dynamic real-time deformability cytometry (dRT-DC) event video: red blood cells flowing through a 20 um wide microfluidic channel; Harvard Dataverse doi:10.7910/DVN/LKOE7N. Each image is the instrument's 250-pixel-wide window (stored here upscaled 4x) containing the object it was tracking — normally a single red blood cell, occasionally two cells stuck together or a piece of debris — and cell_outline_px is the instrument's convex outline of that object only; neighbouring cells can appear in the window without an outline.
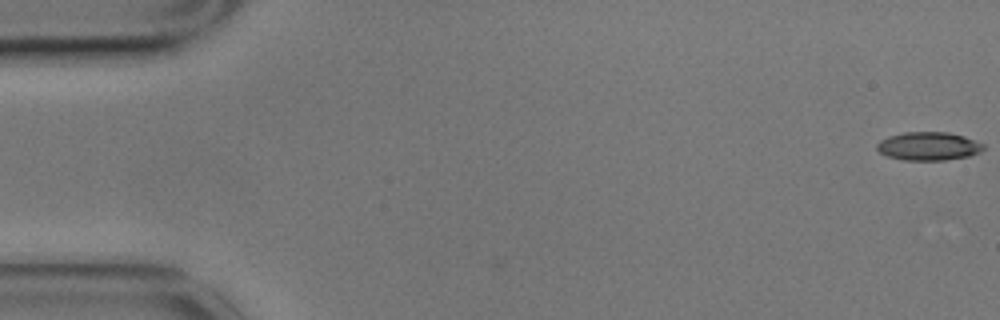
{"species": "common noctule bat (a hibernating species)", "species_latin": "Nyctalus noctula", "temperature_condition": "cold", "stored_images_in_passage": 51, "camera_frame_rate_fps": 3000, "um_per_image_px": 0.085, "animal": {"sex": "male", "body_mass_g": 17.9}, "frame": {"image": 1, "passage_image": 1, "time_ms": 0.0, "image_size_px": [1000, 320], "cell_outline_px": [[984, 148], [980, 152], [968, 156], [944, 160], [904, 160], [888, 156], [880, 152], [876, 148], [876, 144], [880, 140], [888, 136], [904, 132], [948, 132], [964, 136], [984, 144]], "centroid_in_image_um": [78.91, 12.42], "position_along_channel_um": 6.1, "area_um2": 17.57}}
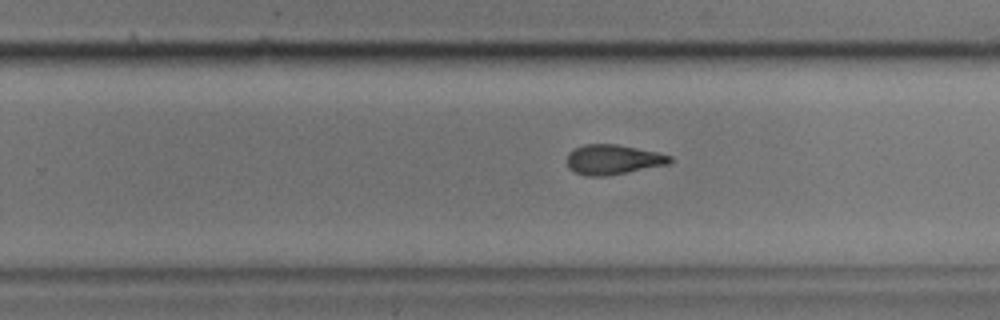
{"frame": {"image": 2, "passage_image": 36, "time_ms": 11.667, "image_size_px": [1000, 320], "cell_outline_px": [[672, 160], [668, 164], [604, 176], [584, 176], [568, 168], [568, 152], [584, 144], [616, 144], [656, 152], [672, 156]], "centroid_in_image_um": [52.08, 13.56], "position_along_channel_um": 277.7, "area_um2": 17.63}}
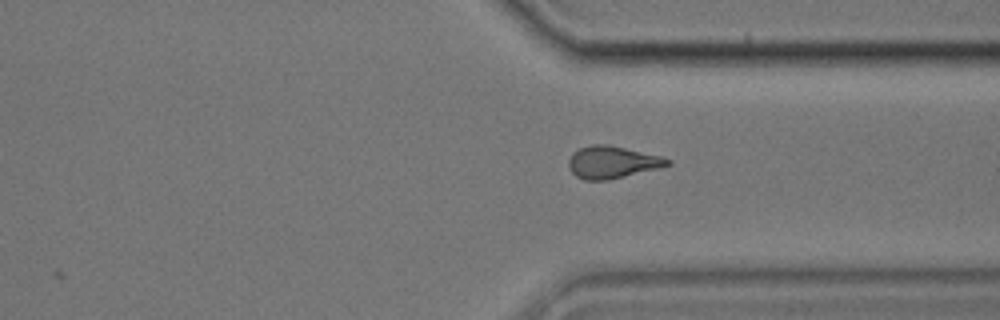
{"frame": {"image": 3, "passage_image": 43, "time_ms": 14.0, "image_size_px": [1000, 320], "cell_outline_px": [[672, 164], [660, 168], [608, 180], [584, 180], [576, 176], [568, 168], [568, 160], [572, 152], [580, 148], [592, 144], [608, 144], [660, 156], [672, 160]], "centroid_in_image_um": [52.03, 13.79], "position_along_channel_um": 359.4, "area_um2": 18.67}, "authors_computed_cell_mechanics": {"area_um2": 18.3226, "velocity_mm_per_s": 3.4903, "shape_relaxation_time_tau1_ms": 10.2668, "shape_relaxation_time_tau2_ms": 3.9454, "deformation_change_tau1": 0.2549, "deformation_change_tau2": 0.126}}